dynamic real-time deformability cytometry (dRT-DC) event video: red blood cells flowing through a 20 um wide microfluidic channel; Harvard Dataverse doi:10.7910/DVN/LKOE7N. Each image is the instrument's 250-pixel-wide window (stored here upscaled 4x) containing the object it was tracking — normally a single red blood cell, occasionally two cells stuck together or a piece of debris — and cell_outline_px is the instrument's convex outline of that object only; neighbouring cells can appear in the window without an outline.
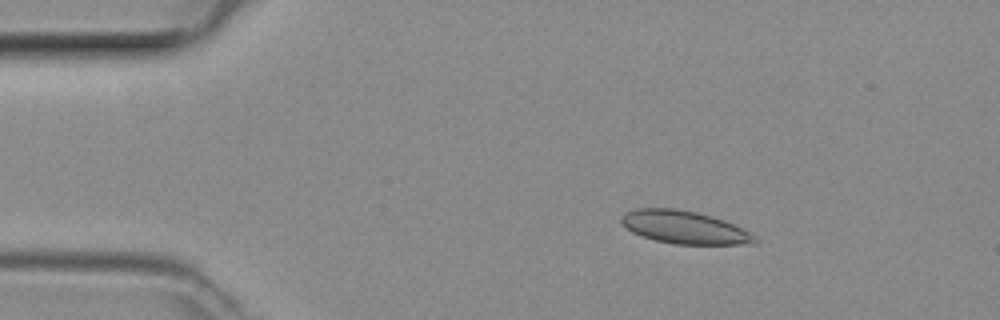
{"species": "common noctule bat (a hibernating species)", "species_latin": "Nyctalus noctula", "temperature_condition": "room temperature", "stored_images_in_passage": 48, "camera_frame_rate_fps": 3000, "um_per_image_px": 0.085, "animal": {"sex": "female", "body_mass_g": 29.2, "forearm_length_mm": 56.3}, "frame": {"image": 1, "passage_image": 7, "time_ms": 2.0, "image_size_px": [1000, 320], "cell_outline_px": [[760, 240], [756, 244], [676, 244], [656, 240], [640, 236], [632, 232], [620, 220], [620, 216], [624, 212], [636, 208], [676, 208], [696, 212], [712, 216], [724, 220], [756, 236]], "centroid_in_image_um": [58.16, 19.32], "position_along_channel_um": 26.8, "area_um2": 25.55}}
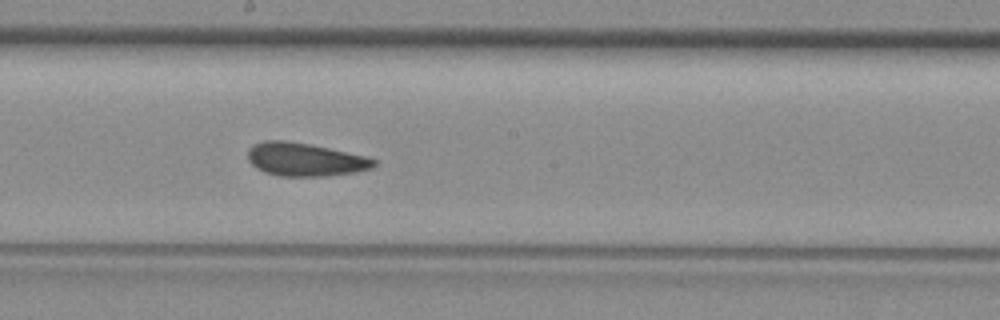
{"frame": {"image": 2, "passage_image": 25, "time_ms": 8.0, "image_size_px": [1000, 320], "cell_outline_px": [[376, 164], [372, 168], [356, 172], [320, 176], [280, 176], [264, 172], [256, 168], [248, 160], [248, 148], [252, 144], [264, 140], [284, 140], [308, 144], [368, 156], [376, 160]], "centroid_in_image_um": [25.9, 13.55], "position_along_channel_um": 222.3, "area_um2": 24.45}}
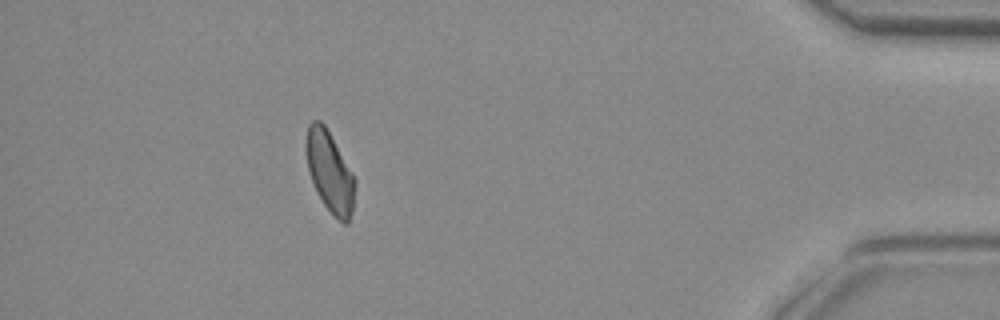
{"frame": {"image": 3, "passage_image": 42, "time_ms": 13.667, "image_size_px": [1000, 320], "cell_outline_px": [[356, 180], [352, 212], [348, 224], [344, 224], [324, 204], [316, 192], [308, 168], [304, 148], [304, 140], [308, 124], [312, 120], [320, 120], [324, 124], [352, 172]], "centroid_in_image_um": [28.0, 14.56], "position_along_channel_um": 407.2, "area_um2": 22.95}}